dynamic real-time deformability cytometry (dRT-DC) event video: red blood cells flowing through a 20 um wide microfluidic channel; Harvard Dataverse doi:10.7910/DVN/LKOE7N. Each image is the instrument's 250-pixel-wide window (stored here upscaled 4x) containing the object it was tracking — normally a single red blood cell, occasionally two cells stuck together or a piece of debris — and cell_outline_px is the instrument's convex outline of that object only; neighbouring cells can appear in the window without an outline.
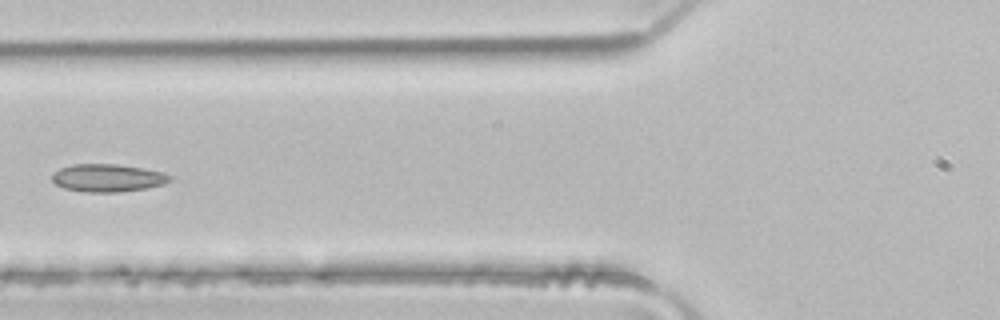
{"species": "common noctule bat (a hibernating species)", "species_latin": "Nyctalus noctula", "temperature_condition": "room temperature", "stored_images_in_passage": 4, "camera_frame_rate_fps": 3000, "um_per_image_px": 0.085, "animal": {"sex": "male", "body_mass_g": 21.5, "forearm_length_mm": 52.0}, "frame": {"image": 1, "passage_image": 4, "time_ms": 1.0, "image_size_px": [1000, 320], "cell_outline_px": [[172, 180], [164, 184], [144, 188], [120, 192], [88, 192], [64, 188], [56, 184], [52, 180], [52, 172], [60, 168], [72, 164], [116, 164], [144, 168], [164, 172], [172, 176]], "centroid_in_image_um": [9.16, 15.11], "position_along_channel_um": 116.6, "area_um2": 19.13}}